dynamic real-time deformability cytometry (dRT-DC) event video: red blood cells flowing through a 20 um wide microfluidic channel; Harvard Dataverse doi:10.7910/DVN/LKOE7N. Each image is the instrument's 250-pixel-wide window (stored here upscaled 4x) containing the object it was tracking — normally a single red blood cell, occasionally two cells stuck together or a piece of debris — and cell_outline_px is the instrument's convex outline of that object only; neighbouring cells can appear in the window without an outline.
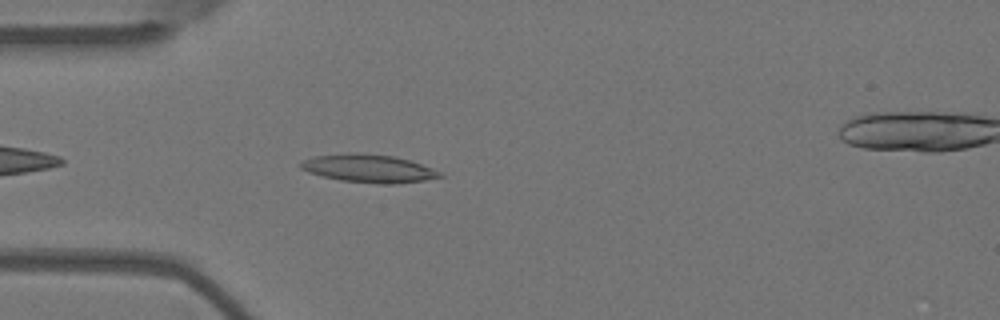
{"species": "Egyptian fruit bat (a non-hibernating species)", "species_latin": "Rousettus aegyptiacus", "temperature_condition": "warm", "stored_images_in_passage": 44, "segment_of_instrument_passage": [1, 2], "camera_frame_rate_fps": 3000, "um_per_image_px": 0.085, "animal": {"sex": "female"}, "frame": {"image": 1, "passage_image": 4, "time_ms": 1.0, "image_size_px": [1000, 320], "cell_outline_px": [[444, 176], [424, 180], [396, 184], [376, 184], [340, 180], [308, 172], [300, 168], [300, 164], [304, 160], [312, 156], [348, 152], [356, 152], [392, 156], [408, 160], [432, 168], [440, 172]], "centroid_in_image_um": [31.31, 14.31], "position_along_channel_um": 53.7, "area_um2": 22.72}}
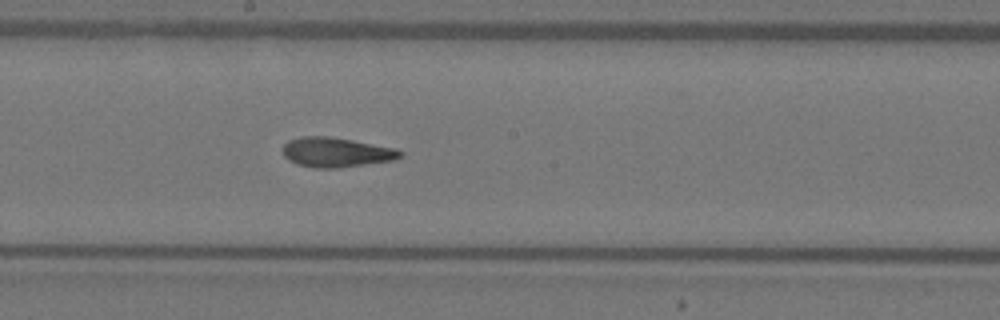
{"frame": {"image": 2, "passage_image": 18, "time_ms": 5.667, "image_size_px": [1000, 320], "cell_outline_px": [[404, 156], [392, 160], [340, 168], [316, 168], [296, 164], [288, 160], [284, 156], [280, 148], [288, 140], [300, 136], [328, 136], [352, 140], [396, 148], [404, 152]], "centroid_in_image_um": [28.54, 12.94], "position_along_channel_um": 219.7, "area_um2": 20.58}}
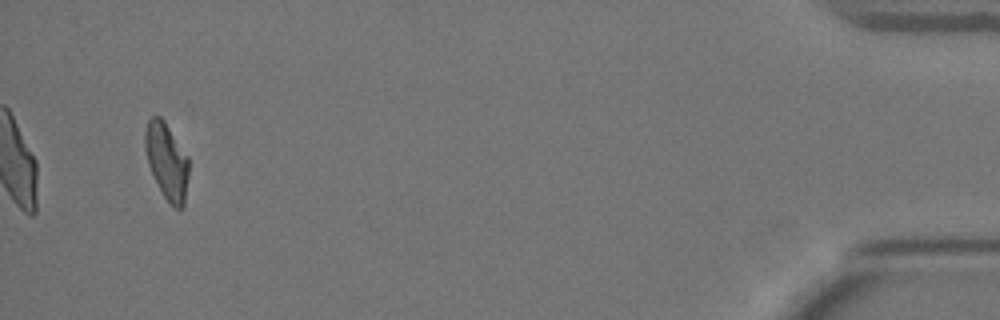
{"frame": {"image": 3, "passage_image": 41, "time_ms": 13.333, "image_size_px": [1000, 320], "cell_outline_px": [[188, 176], [184, 208], [176, 208], [164, 196], [148, 164], [144, 148], [144, 132], [148, 120], [152, 116], [160, 116], [164, 120], [188, 156]], "centroid_in_image_um": [14.17, 13.66], "position_along_channel_um": 421.0, "area_um2": 19.31}}